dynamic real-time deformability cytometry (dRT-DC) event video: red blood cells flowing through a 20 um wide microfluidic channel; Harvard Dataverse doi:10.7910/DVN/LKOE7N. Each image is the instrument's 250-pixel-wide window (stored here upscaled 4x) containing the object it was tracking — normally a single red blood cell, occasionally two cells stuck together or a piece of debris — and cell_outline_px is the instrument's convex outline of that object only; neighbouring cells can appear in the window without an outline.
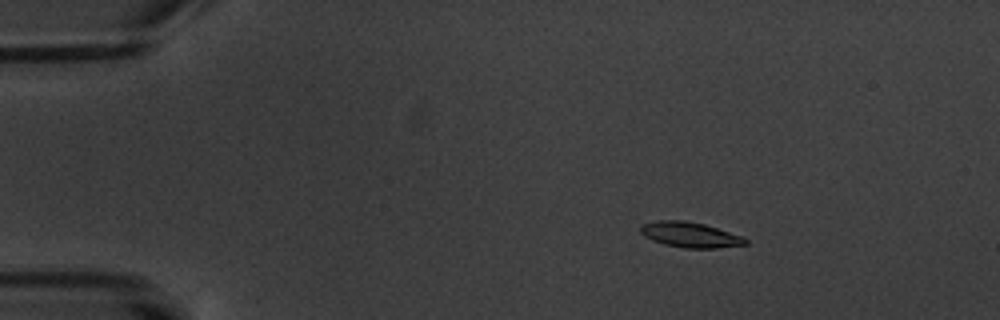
{"species": "common noctule bat (a hibernating species)", "species_latin": "Nyctalus noctula", "temperature_condition": "warm", "stored_images_in_passage": 5, "camera_frame_rate_fps": 3000, "um_per_image_px": 0.085, "animal": {"sex": "male", "body_mass_g": 20.1, "forearm_length_mm": 53.5}, "frame": {"image": 1, "passage_image": 3, "time_ms": 2.333, "image_size_px": [1000, 320], "cell_outline_px": [[748, 244], [716, 248], [684, 248], [664, 244], [652, 240], [644, 236], [640, 232], [640, 224], [656, 220], [684, 220], [704, 224], [744, 236], [748, 240]], "centroid_in_image_um": [58.66, 19.95], "position_along_channel_um": 26.3, "area_um2": 15.66}}